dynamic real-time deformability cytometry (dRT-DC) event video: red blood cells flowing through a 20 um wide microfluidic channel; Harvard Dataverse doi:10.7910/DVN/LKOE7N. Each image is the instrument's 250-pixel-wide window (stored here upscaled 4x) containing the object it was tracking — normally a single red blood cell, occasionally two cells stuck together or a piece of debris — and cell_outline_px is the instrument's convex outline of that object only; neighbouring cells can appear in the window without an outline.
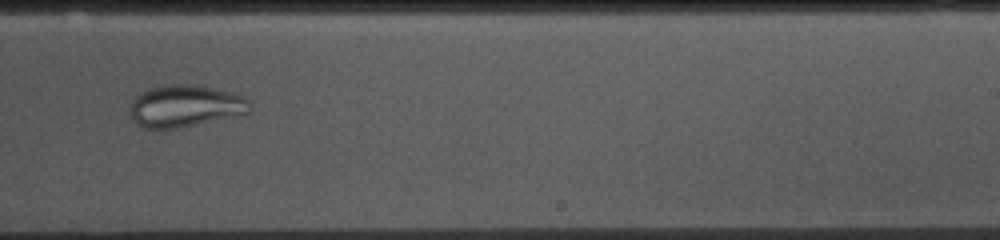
{"species": "common noctule bat (a hibernating species)", "species_latin": "Nyctalus noctula", "temperature_condition": "cold", "stored_images_in_passage": 50, "camera_frame_rate_fps": 3000, "um_per_image_px": 0.085, "animal": {"sex": "female", "body_mass_g": 10.0, "forearm_length_mm": 53.1}, "frame": {"image": 1, "passage_image": 29, "time_ms": 9.333, "image_size_px": [1000, 240], "cell_outline_px": [[252, 108], [248, 112], [240, 116], [176, 128], [144, 128], [136, 124], [132, 120], [132, 100], [140, 92], [148, 88], [168, 84], [184, 84], [212, 88], [232, 92], [244, 96], [252, 104]], "centroid_in_image_um": [15.78, 9.01], "position_along_channel_um": 273.2, "area_um2": 29.36}}